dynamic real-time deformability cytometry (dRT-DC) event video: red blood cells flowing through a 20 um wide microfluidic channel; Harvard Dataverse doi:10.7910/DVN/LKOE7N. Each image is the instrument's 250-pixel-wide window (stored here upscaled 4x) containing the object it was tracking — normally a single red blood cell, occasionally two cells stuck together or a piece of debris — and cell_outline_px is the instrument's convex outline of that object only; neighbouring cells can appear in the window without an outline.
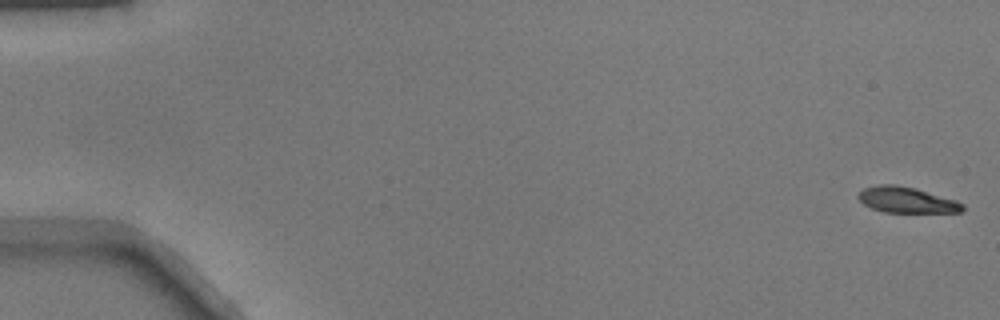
{"species": "common noctule bat (a hibernating species)", "species_latin": "Nyctalus noctula", "temperature_condition": "warm", "stored_images_in_passage": 51, "camera_frame_rate_fps": 3000, "um_per_image_px": 0.085, "animal": {"sex": "male", "body_mass_g": 17.9}, "frame": {"image": 1, "passage_image": 1, "time_ms": 0.0, "image_size_px": [1000, 320], "cell_outline_px": [[964, 208], [960, 212], [884, 212], [872, 208], [864, 204], [856, 196], [864, 188], [880, 184], [892, 184], [916, 188], [956, 200], [964, 204]], "centroid_in_image_um": [77.06, 16.99], "position_along_channel_um": 7.9, "area_um2": 15.61}}
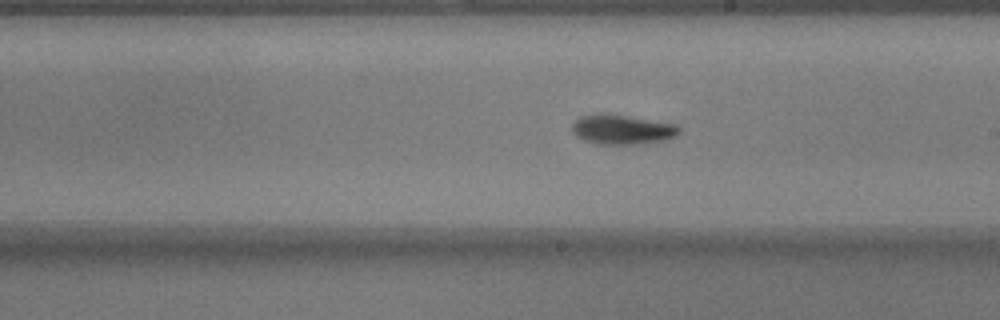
{"frame": {"image": 2, "passage_image": 30, "time_ms": 9.667, "image_size_px": [1000, 320], "cell_outline_px": [[680, 132], [676, 136], [664, 140], [644, 144], [600, 144], [584, 140], [576, 136], [572, 132], [572, 124], [580, 116], [600, 112], [604, 112], [676, 124], [680, 128]], "centroid_in_image_um": [52.87, 11.0], "position_along_channel_um": 236.1, "area_um2": 18.73}}
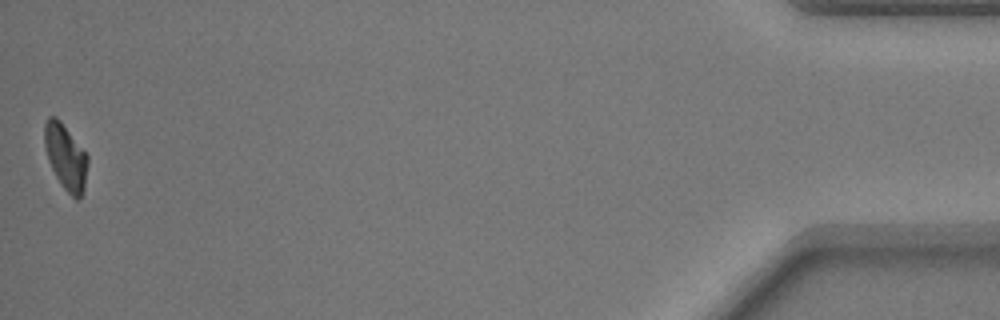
{"frame": {"image": 3, "passage_image": 51, "time_ms": 16.667, "image_size_px": [1000, 320], "cell_outline_px": [[88, 164], [84, 188], [80, 196], [76, 200], [60, 184], [48, 160], [44, 144], [44, 124], [48, 116], [56, 116], [60, 120], [88, 156]], "centroid_in_image_um": [5.56, 13.32], "position_along_channel_um": 429.6, "area_um2": 16.36}}